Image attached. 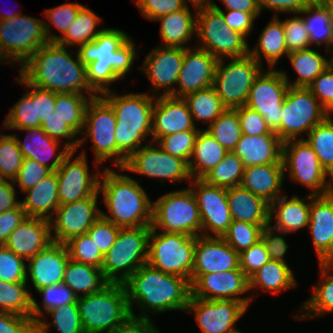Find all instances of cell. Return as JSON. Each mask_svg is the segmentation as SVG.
Wrapping results in <instances>:
<instances>
[{
	"label": "cell",
	"mask_w": 333,
	"mask_h": 333,
	"mask_svg": "<svg viewBox=\"0 0 333 333\" xmlns=\"http://www.w3.org/2000/svg\"><path fill=\"white\" fill-rule=\"evenodd\" d=\"M227 152L204 128L200 129L195 138L192 157L188 163L191 177L202 179L224 158Z\"/></svg>",
	"instance_id": "39"
},
{
	"label": "cell",
	"mask_w": 333,
	"mask_h": 333,
	"mask_svg": "<svg viewBox=\"0 0 333 333\" xmlns=\"http://www.w3.org/2000/svg\"><path fill=\"white\" fill-rule=\"evenodd\" d=\"M27 217L21 204L0 214V245H4L10 233L15 230Z\"/></svg>",
	"instance_id": "72"
},
{
	"label": "cell",
	"mask_w": 333,
	"mask_h": 333,
	"mask_svg": "<svg viewBox=\"0 0 333 333\" xmlns=\"http://www.w3.org/2000/svg\"><path fill=\"white\" fill-rule=\"evenodd\" d=\"M154 141L141 146L127 160L122 168L123 171H130L151 178H158L160 182H179L187 180L191 182L192 177L188 163L174 157L164 151L160 146H154ZM189 180V181H188Z\"/></svg>",
	"instance_id": "17"
},
{
	"label": "cell",
	"mask_w": 333,
	"mask_h": 333,
	"mask_svg": "<svg viewBox=\"0 0 333 333\" xmlns=\"http://www.w3.org/2000/svg\"><path fill=\"white\" fill-rule=\"evenodd\" d=\"M308 3H321L322 0H307Z\"/></svg>",
	"instance_id": "80"
},
{
	"label": "cell",
	"mask_w": 333,
	"mask_h": 333,
	"mask_svg": "<svg viewBox=\"0 0 333 333\" xmlns=\"http://www.w3.org/2000/svg\"><path fill=\"white\" fill-rule=\"evenodd\" d=\"M275 233H278V231L268 225L261 231V240L266 246L270 259L287 264L284 256L287 253L289 245L286 243L284 237Z\"/></svg>",
	"instance_id": "69"
},
{
	"label": "cell",
	"mask_w": 333,
	"mask_h": 333,
	"mask_svg": "<svg viewBox=\"0 0 333 333\" xmlns=\"http://www.w3.org/2000/svg\"><path fill=\"white\" fill-rule=\"evenodd\" d=\"M85 333H110L130 318L127 292L122 283H108L99 292L77 297Z\"/></svg>",
	"instance_id": "6"
},
{
	"label": "cell",
	"mask_w": 333,
	"mask_h": 333,
	"mask_svg": "<svg viewBox=\"0 0 333 333\" xmlns=\"http://www.w3.org/2000/svg\"><path fill=\"white\" fill-rule=\"evenodd\" d=\"M12 180L0 179V214L14 209L21 204L17 200L15 186Z\"/></svg>",
	"instance_id": "74"
},
{
	"label": "cell",
	"mask_w": 333,
	"mask_h": 333,
	"mask_svg": "<svg viewBox=\"0 0 333 333\" xmlns=\"http://www.w3.org/2000/svg\"><path fill=\"white\" fill-rule=\"evenodd\" d=\"M119 230L120 227L101 216L86 233L99 248L100 252L105 255L114 245Z\"/></svg>",
	"instance_id": "62"
},
{
	"label": "cell",
	"mask_w": 333,
	"mask_h": 333,
	"mask_svg": "<svg viewBox=\"0 0 333 333\" xmlns=\"http://www.w3.org/2000/svg\"><path fill=\"white\" fill-rule=\"evenodd\" d=\"M289 89L282 70L264 69L255 78L246 106L257 111L268 127L280 138L282 105Z\"/></svg>",
	"instance_id": "15"
},
{
	"label": "cell",
	"mask_w": 333,
	"mask_h": 333,
	"mask_svg": "<svg viewBox=\"0 0 333 333\" xmlns=\"http://www.w3.org/2000/svg\"><path fill=\"white\" fill-rule=\"evenodd\" d=\"M191 186L202 222V236L222 237L232 223L227 189L192 178ZM211 233V234H210ZM214 234V235H213Z\"/></svg>",
	"instance_id": "18"
},
{
	"label": "cell",
	"mask_w": 333,
	"mask_h": 333,
	"mask_svg": "<svg viewBox=\"0 0 333 333\" xmlns=\"http://www.w3.org/2000/svg\"><path fill=\"white\" fill-rule=\"evenodd\" d=\"M286 173L283 164L245 167L241 186L271 204L281 195Z\"/></svg>",
	"instance_id": "33"
},
{
	"label": "cell",
	"mask_w": 333,
	"mask_h": 333,
	"mask_svg": "<svg viewBox=\"0 0 333 333\" xmlns=\"http://www.w3.org/2000/svg\"><path fill=\"white\" fill-rule=\"evenodd\" d=\"M132 318L151 319L147 312L156 315L165 311H186L191 297V283L188 279L164 273L142 265L124 283ZM134 305L142 311L137 316Z\"/></svg>",
	"instance_id": "3"
},
{
	"label": "cell",
	"mask_w": 333,
	"mask_h": 333,
	"mask_svg": "<svg viewBox=\"0 0 333 333\" xmlns=\"http://www.w3.org/2000/svg\"><path fill=\"white\" fill-rule=\"evenodd\" d=\"M304 140L312 147L325 171L333 178V117L317 124Z\"/></svg>",
	"instance_id": "51"
},
{
	"label": "cell",
	"mask_w": 333,
	"mask_h": 333,
	"mask_svg": "<svg viewBox=\"0 0 333 333\" xmlns=\"http://www.w3.org/2000/svg\"><path fill=\"white\" fill-rule=\"evenodd\" d=\"M24 260L4 245H0V280L9 283L26 282L27 264Z\"/></svg>",
	"instance_id": "59"
},
{
	"label": "cell",
	"mask_w": 333,
	"mask_h": 333,
	"mask_svg": "<svg viewBox=\"0 0 333 333\" xmlns=\"http://www.w3.org/2000/svg\"><path fill=\"white\" fill-rule=\"evenodd\" d=\"M297 280L288 264L270 259L249 278V289L255 287L272 294L297 287Z\"/></svg>",
	"instance_id": "41"
},
{
	"label": "cell",
	"mask_w": 333,
	"mask_h": 333,
	"mask_svg": "<svg viewBox=\"0 0 333 333\" xmlns=\"http://www.w3.org/2000/svg\"><path fill=\"white\" fill-rule=\"evenodd\" d=\"M191 296L206 300H236L250 306L249 278L241 269L208 274H191ZM241 295V297L239 296Z\"/></svg>",
	"instance_id": "20"
},
{
	"label": "cell",
	"mask_w": 333,
	"mask_h": 333,
	"mask_svg": "<svg viewBox=\"0 0 333 333\" xmlns=\"http://www.w3.org/2000/svg\"><path fill=\"white\" fill-rule=\"evenodd\" d=\"M244 170L245 166L240 157L229 151L202 179L209 185L228 189L241 185Z\"/></svg>",
	"instance_id": "49"
},
{
	"label": "cell",
	"mask_w": 333,
	"mask_h": 333,
	"mask_svg": "<svg viewBox=\"0 0 333 333\" xmlns=\"http://www.w3.org/2000/svg\"><path fill=\"white\" fill-rule=\"evenodd\" d=\"M281 114L280 139L283 142L304 139L303 133L308 134L327 118V111L305 87L289 86Z\"/></svg>",
	"instance_id": "14"
},
{
	"label": "cell",
	"mask_w": 333,
	"mask_h": 333,
	"mask_svg": "<svg viewBox=\"0 0 333 333\" xmlns=\"http://www.w3.org/2000/svg\"><path fill=\"white\" fill-rule=\"evenodd\" d=\"M183 99L188 105L194 124L197 120L208 122V126L226 110L213 86L190 93Z\"/></svg>",
	"instance_id": "46"
},
{
	"label": "cell",
	"mask_w": 333,
	"mask_h": 333,
	"mask_svg": "<svg viewBox=\"0 0 333 333\" xmlns=\"http://www.w3.org/2000/svg\"><path fill=\"white\" fill-rule=\"evenodd\" d=\"M52 316V327L59 333H85L77 303H68L45 313Z\"/></svg>",
	"instance_id": "60"
},
{
	"label": "cell",
	"mask_w": 333,
	"mask_h": 333,
	"mask_svg": "<svg viewBox=\"0 0 333 333\" xmlns=\"http://www.w3.org/2000/svg\"><path fill=\"white\" fill-rule=\"evenodd\" d=\"M151 226L120 228L114 245L103 257L101 270L110 283H124L147 263Z\"/></svg>",
	"instance_id": "7"
},
{
	"label": "cell",
	"mask_w": 333,
	"mask_h": 333,
	"mask_svg": "<svg viewBox=\"0 0 333 333\" xmlns=\"http://www.w3.org/2000/svg\"><path fill=\"white\" fill-rule=\"evenodd\" d=\"M116 123L114 110L101 96L91 99L86 108L81 135H88L92 140L96 169L101 165L100 163L110 158L117 167Z\"/></svg>",
	"instance_id": "16"
},
{
	"label": "cell",
	"mask_w": 333,
	"mask_h": 333,
	"mask_svg": "<svg viewBox=\"0 0 333 333\" xmlns=\"http://www.w3.org/2000/svg\"><path fill=\"white\" fill-rule=\"evenodd\" d=\"M95 97L97 96H87L79 93H56L54 113H57L64 122L78 134H81L84 129L87 105Z\"/></svg>",
	"instance_id": "47"
},
{
	"label": "cell",
	"mask_w": 333,
	"mask_h": 333,
	"mask_svg": "<svg viewBox=\"0 0 333 333\" xmlns=\"http://www.w3.org/2000/svg\"><path fill=\"white\" fill-rule=\"evenodd\" d=\"M225 10L241 11L245 13H261L258 0H221Z\"/></svg>",
	"instance_id": "76"
},
{
	"label": "cell",
	"mask_w": 333,
	"mask_h": 333,
	"mask_svg": "<svg viewBox=\"0 0 333 333\" xmlns=\"http://www.w3.org/2000/svg\"><path fill=\"white\" fill-rule=\"evenodd\" d=\"M15 130L26 131L25 134L27 136L24 140L25 142L19 140V138L14 135L23 157L36 160L43 166L49 168L51 171H56L60 167L63 160L72 151L64 144L62 150L55 154L60 145V141L47 135L42 130L41 126ZM54 154L56 156L49 165L48 161L54 156Z\"/></svg>",
	"instance_id": "32"
},
{
	"label": "cell",
	"mask_w": 333,
	"mask_h": 333,
	"mask_svg": "<svg viewBox=\"0 0 333 333\" xmlns=\"http://www.w3.org/2000/svg\"><path fill=\"white\" fill-rule=\"evenodd\" d=\"M309 3L307 0H258L260 11L268 9L274 16L280 13L299 14Z\"/></svg>",
	"instance_id": "73"
},
{
	"label": "cell",
	"mask_w": 333,
	"mask_h": 333,
	"mask_svg": "<svg viewBox=\"0 0 333 333\" xmlns=\"http://www.w3.org/2000/svg\"><path fill=\"white\" fill-rule=\"evenodd\" d=\"M214 7L222 13L225 22L231 29L240 32L246 38L248 35H250L251 30H253V23L255 19H257V17L261 14L245 13L233 10H228L226 14L217 4H215Z\"/></svg>",
	"instance_id": "71"
},
{
	"label": "cell",
	"mask_w": 333,
	"mask_h": 333,
	"mask_svg": "<svg viewBox=\"0 0 333 333\" xmlns=\"http://www.w3.org/2000/svg\"><path fill=\"white\" fill-rule=\"evenodd\" d=\"M288 50L285 42V31L283 20L278 16L272 17V20L264 27L259 35L257 44L254 48H249V55L256 59L263 66L262 55L267 61L268 67L274 69L283 55L288 56Z\"/></svg>",
	"instance_id": "37"
},
{
	"label": "cell",
	"mask_w": 333,
	"mask_h": 333,
	"mask_svg": "<svg viewBox=\"0 0 333 333\" xmlns=\"http://www.w3.org/2000/svg\"><path fill=\"white\" fill-rule=\"evenodd\" d=\"M240 269L237 253L222 237L197 236L192 274H208Z\"/></svg>",
	"instance_id": "26"
},
{
	"label": "cell",
	"mask_w": 333,
	"mask_h": 333,
	"mask_svg": "<svg viewBox=\"0 0 333 333\" xmlns=\"http://www.w3.org/2000/svg\"><path fill=\"white\" fill-rule=\"evenodd\" d=\"M0 333H36V324L30 317L0 311Z\"/></svg>",
	"instance_id": "70"
},
{
	"label": "cell",
	"mask_w": 333,
	"mask_h": 333,
	"mask_svg": "<svg viewBox=\"0 0 333 333\" xmlns=\"http://www.w3.org/2000/svg\"><path fill=\"white\" fill-rule=\"evenodd\" d=\"M299 14L308 31L310 47L314 43L318 48L325 44L333 56V21L326 8L321 3H309Z\"/></svg>",
	"instance_id": "43"
},
{
	"label": "cell",
	"mask_w": 333,
	"mask_h": 333,
	"mask_svg": "<svg viewBox=\"0 0 333 333\" xmlns=\"http://www.w3.org/2000/svg\"><path fill=\"white\" fill-rule=\"evenodd\" d=\"M183 58L184 48L170 46H156L146 56L139 69L145 73L144 75L151 82L152 93L155 97L157 96L156 93L163 89L164 91L160 95L164 96H170L175 91L173 86L177 85Z\"/></svg>",
	"instance_id": "23"
},
{
	"label": "cell",
	"mask_w": 333,
	"mask_h": 333,
	"mask_svg": "<svg viewBox=\"0 0 333 333\" xmlns=\"http://www.w3.org/2000/svg\"><path fill=\"white\" fill-rule=\"evenodd\" d=\"M74 154L75 151H71L56 170L59 205L77 202L100 194V171L96 172L94 176L90 173L85 151L75 159L73 158Z\"/></svg>",
	"instance_id": "19"
},
{
	"label": "cell",
	"mask_w": 333,
	"mask_h": 333,
	"mask_svg": "<svg viewBox=\"0 0 333 333\" xmlns=\"http://www.w3.org/2000/svg\"><path fill=\"white\" fill-rule=\"evenodd\" d=\"M100 96L112 107L116 115L117 167L122 168L126 160L143 145V140L150 136L149 142L152 141L156 97L140 92L118 95L112 89Z\"/></svg>",
	"instance_id": "4"
},
{
	"label": "cell",
	"mask_w": 333,
	"mask_h": 333,
	"mask_svg": "<svg viewBox=\"0 0 333 333\" xmlns=\"http://www.w3.org/2000/svg\"><path fill=\"white\" fill-rule=\"evenodd\" d=\"M183 98L156 96L153 108L152 141L183 131H199Z\"/></svg>",
	"instance_id": "25"
},
{
	"label": "cell",
	"mask_w": 333,
	"mask_h": 333,
	"mask_svg": "<svg viewBox=\"0 0 333 333\" xmlns=\"http://www.w3.org/2000/svg\"><path fill=\"white\" fill-rule=\"evenodd\" d=\"M151 229L196 237L202 235L199 208L189 187L172 190L153 201Z\"/></svg>",
	"instance_id": "8"
},
{
	"label": "cell",
	"mask_w": 333,
	"mask_h": 333,
	"mask_svg": "<svg viewBox=\"0 0 333 333\" xmlns=\"http://www.w3.org/2000/svg\"><path fill=\"white\" fill-rule=\"evenodd\" d=\"M310 204L311 194L304 198L294 195L290 199L287 195H281L270 204L269 225L284 235L308 227ZM273 218L275 224L272 226Z\"/></svg>",
	"instance_id": "30"
},
{
	"label": "cell",
	"mask_w": 333,
	"mask_h": 333,
	"mask_svg": "<svg viewBox=\"0 0 333 333\" xmlns=\"http://www.w3.org/2000/svg\"><path fill=\"white\" fill-rule=\"evenodd\" d=\"M65 245L71 260L101 268L104 255L87 233L72 237Z\"/></svg>",
	"instance_id": "56"
},
{
	"label": "cell",
	"mask_w": 333,
	"mask_h": 333,
	"mask_svg": "<svg viewBox=\"0 0 333 333\" xmlns=\"http://www.w3.org/2000/svg\"><path fill=\"white\" fill-rule=\"evenodd\" d=\"M186 7H189L188 2H190L196 11L201 9L212 8L216 3L213 0H183Z\"/></svg>",
	"instance_id": "77"
},
{
	"label": "cell",
	"mask_w": 333,
	"mask_h": 333,
	"mask_svg": "<svg viewBox=\"0 0 333 333\" xmlns=\"http://www.w3.org/2000/svg\"><path fill=\"white\" fill-rule=\"evenodd\" d=\"M144 18L150 21L185 7L183 0H134Z\"/></svg>",
	"instance_id": "64"
},
{
	"label": "cell",
	"mask_w": 333,
	"mask_h": 333,
	"mask_svg": "<svg viewBox=\"0 0 333 333\" xmlns=\"http://www.w3.org/2000/svg\"><path fill=\"white\" fill-rule=\"evenodd\" d=\"M318 264L322 281L313 286V294L302 305L305 312L294 315L298 320L333 313V260L319 261Z\"/></svg>",
	"instance_id": "38"
},
{
	"label": "cell",
	"mask_w": 333,
	"mask_h": 333,
	"mask_svg": "<svg viewBox=\"0 0 333 333\" xmlns=\"http://www.w3.org/2000/svg\"><path fill=\"white\" fill-rule=\"evenodd\" d=\"M50 220L38 217H26L10 233L4 246L18 256L29 260L53 243Z\"/></svg>",
	"instance_id": "29"
},
{
	"label": "cell",
	"mask_w": 333,
	"mask_h": 333,
	"mask_svg": "<svg viewBox=\"0 0 333 333\" xmlns=\"http://www.w3.org/2000/svg\"><path fill=\"white\" fill-rule=\"evenodd\" d=\"M283 27L288 53L310 47L309 34L305 23L299 14L284 19Z\"/></svg>",
	"instance_id": "61"
},
{
	"label": "cell",
	"mask_w": 333,
	"mask_h": 333,
	"mask_svg": "<svg viewBox=\"0 0 333 333\" xmlns=\"http://www.w3.org/2000/svg\"><path fill=\"white\" fill-rule=\"evenodd\" d=\"M27 282L0 280V311L32 318V294Z\"/></svg>",
	"instance_id": "50"
},
{
	"label": "cell",
	"mask_w": 333,
	"mask_h": 333,
	"mask_svg": "<svg viewBox=\"0 0 333 333\" xmlns=\"http://www.w3.org/2000/svg\"><path fill=\"white\" fill-rule=\"evenodd\" d=\"M239 259L240 269L248 278L270 260L266 246L261 239L247 250L242 251Z\"/></svg>",
	"instance_id": "65"
},
{
	"label": "cell",
	"mask_w": 333,
	"mask_h": 333,
	"mask_svg": "<svg viewBox=\"0 0 333 333\" xmlns=\"http://www.w3.org/2000/svg\"><path fill=\"white\" fill-rule=\"evenodd\" d=\"M63 282L77 297L99 292L109 283L104 278L101 268L71 259L66 265Z\"/></svg>",
	"instance_id": "42"
},
{
	"label": "cell",
	"mask_w": 333,
	"mask_h": 333,
	"mask_svg": "<svg viewBox=\"0 0 333 333\" xmlns=\"http://www.w3.org/2000/svg\"><path fill=\"white\" fill-rule=\"evenodd\" d=\"M160 22L161 46L190 48L186 44L192 39L197 28V11L191 13L189 7L168 13L158 19Z\"/></svg>",
	"instance_id": "36"
},
{
	"label": "cell",
	"mask_w": 333,
	"mask_h": 333,
	"mask_svg": "<svg viewBox=\"0 0 333 333\" xmlns=\"http://www.w3.org/2000/svg\"><path fill=\"white\" fill-rule=\"evenodd\" d=\"M237 111L242 134L259 136L263 134H275L268 127L265 119L257 111L246 105L235 108Z\"/></svg>",
	"instance_id": "67"
},
{
	"label": "cell",
	"mask_w": 333,
	"mask_h": 333,
	"mask_svg": "<svg viewBox=\"0 0 333 333\" xmlns=\"http://www.w3.org/2000/svg\"><path fill=\"white\" fill-rule=\"evenodd\" d=\"M48 42L40 47L22 66L20 74L32 85L55 93H79L99 96L89 86L86 66L77 52ZM76 53V58L73 55Z\"/></svg>",
	"instance_id": "2"
},
{
	"label": "cell",
	"mask_w": 333,
	"mask_h": 333,
	"mask_svg": "<svg viewBox=\"0 0 333 333\" xmlns=\"http://www.w3.org/2000/svg\"><path fill=\"white\" fill-rule=\"evenodd\" d=\"M282 160L284 172H289L291 181L309 188V194L326 195L333 192V178L322 167L318 156L304 139L283 142Z\"/></svg>",
	"instance_id": "13"
},
{
	"label": "cell",
	"mask_w": 333,
	"mask_h": 333,
	"mask_svg": "<svg viewBox=\"0 0 333 333\" xmlns=\"http://www.w3.org/2000/svg\"><path fill=\"white\" fill-rule=\"evenodd\" d=\"M266 226L232 221L222 238L240 254L261 239V231Z\"/></svg>",
	"instance_id": "55"
},
{
	"label": "cell",
	"mask_w": 333,
	"mask_h": 333,
	"mask_svg": "<svg viewBox=\"0 0 333 333\" xmlns=\"http://www.w3.org/2000/svg\"><path fill=\"white\" fill-rule=\"evenodd\" d=\"M42 130L53 139L61 141L63 138L68 139L65 145L72 151H77L79 147L84 145L83 143L87 139L85 136L78 138V133L69 126L57 113L50 115L45 122L41 124ZM77 135V136H76ZM77 137V139H76Z\"/></svg>",
	"instance_id": "58"
},
{
	"label": "cell",
	"mask_w": 333,
	"mask_h": 333,
	"mask_svg": "<svg viewBox=\"0 0 333 333\" xmlns=\"http://www.w3.org/2000/svg\"><path fill=\"white\" fill-rule=\"evenodd\" d=\"M101 192L110 212L101 211L104 219L120 228L151 226L153 201L138 181L106 166L99 179Z\"/></svg>",
	"instance_id": "5"
},
{
	"label": "cell",
	"mask_w": 333,
	"mask_h": 333,
	"mask_svg": "<svg viewBox=\"0 0 333 333\" xmlns=\"http://www.w3.org/2000/svg\"><path fill=\"white\" fill-rule=\"evenodd\" d=\"M321 4L326 8L333 21V0H322Z\"/></svg>",
	"instance_id": "78"
},
{
	"label": "cell",
	"mask_w": 333,
	"mask_h": 333,
	"mask_svg": "<svg viewBox=\"0 0 333 333\" xmlns=\"http://www.w3.org/2000/svg\"><path fill=\"white\" fill-rule=\"evenodd\" d=\"M196 47L208 51L217 59L242 58L249 55L244 35L231 29L215 7L197 11Z\"/></svg>",
	"instance_id": "10"
},
{
	"label": "cell",
	"mask_w": 333,
	"mask_h": 333,
	"mask_svg": "<svg viewBox=\"0 0 333 333\" xmlns=\"http://www.w3.org/2000/svg\"><path fill=\"white\" fill-rule=\"evenodd\" d=\"M218 59L213 88L226 109H235L246 104L249 91L263 66L252 56ZM225 63V64H224Z\"/></svg>",
	"instance_id": "12"
},
{
	"label": "cell",
	"mask_w": 333,
	"mask_h": 333,
	"mask_svg": "<svg viewBox=\"0 0 333 333\" xmlns=\"http://www.w3.org/2000/svg\"><path fill=\"white\" fill-rule=\"evenodd\" d=\"M196 236L150 230L147 264L191 282Z\"/></svg>",
	"instance_id": "9"
},
{
	"label": "cell",
	"mask_w": 333,
	"mask_h": 333,
	"mask_svg": "<svg viewBox=\"0 0 333 333\" xmlns=\"http://www.w3.org/2000/svg\"><path fill=\"white\" fill-rule=\"evenodd\" d=\"M308 89L327 112L333 107V62L313 80Z\"/></svg>",
	"instance_id": "66"
},
{
	"label": "cell",
	"mask_w": 333,
	"mask_h": 333,
	"mask_svg": "<svg viewBox=\"0 0 333 333\" xmlns=\"http://www.w3.org/2000/svg\"><path fill=\"white\" fill-rule=\"evenodd\" d=\"M83 6L81 3H65L44 11L43 14L50 21L48 23L44 21V29L48 42H57L65 34ZM52 24L57 27L62 35L58 36L54 32H51L50 27Z\"/></svg>",
	"instance_id": "53"
},
{
	"label": "cell",
	"mask_w": 333,
	"mask_h": 333,
	"mask_svg": "<svg viewBox=\"0 0 333 333\" xmlns=\"http://www.w3.org/2000/svg\"><path fill=\"white\" fill-rule=\"evenodd\" d=\"M233 152L240 157L245 167L283 164V141L276 134H241Z\"/></svg>",
	"instance_id": "31"
},
{
	"label": "cell",
	"mask_w": 333,
	"mask_h": 333,
	"mask_svg": "<svg viewBox=\"0 0 333 333\" xmlns=\"http://www.w3.org/2000/svg\"><path fill=\"white\" fill-rule=\"evenodd\" d=\"M92 195L86 199L59 205L50 219L53 242L65 244L72 237L86 233L93 223L101 217L98 197ZM55 217V218H54Z\"/></svg>",
	"instance_id": "21"
},
{
	"label": "cell",
	"mask_w": 333,
	"mask_h": 333,
	"mask_svg": "<svg viewBox=\"0 0 333 333\" xmlns=\"http://www.w3.org/2000/svg\"><path fill=\"white\" fill-rule=\"evenodd\" d=\"M26 197L21 206L27 217H38L50 220L59 207L58 178L52 171L37 185L25 191Z\"/></svg>",
	"instance_id": "35"
},
{
	"label": "cell",
	"mask_w": 333,
	"mask_h": 333,
	"mask_svg": "<svg viewBox=\"0 0 333 333\" xmlns=\"http://www.w3.org/2000/svg\"><path fill=\"white\" fill-rule=\"evenodd\" d=\"M36 292L44 298L42 301L43 309H41L40 305L34 297H32L31 314L32 319L36 324V333H49L51 324L45 322L40 317H45V312L47 313L54 308L61 307L68 303H76L77 296L64 282L40 288Z\"/></svg>",
	"instance_id": "44"
},
{
	"label": "cell",
	"mask_w": 333,
	"mask_h": 333,
	"mask_svg": "<svg viewBox=\"0 0 333 333\" xmlns=\"http://www.w3.org/2000/svg\"><path fill=\"white\" fill-rule=\"evenodd\" d=\"M43 20L19 14L0 20V52L8 64L23 65L47 44Z\"/></svg>",
	"instance_id": "11"
},
{
	"label": "cell",
	"mask_w": 333,
	"mask_h": 333,
	"mask_svg": "<svg viewBox=\"0 0 333 333\" xmlns=\"http://www.w3.org/2000/svg\"><path fill=\"white\" fill-rule=\"evenodd\" d=\"M19 14H21L20 13V11L18 12H8V13H6V14H1L0 13V20H4V19H9V18H13L14 16H17V15H19Z\"/></svg>",
	"instance_id": "79"
},
{
	"label": "cell",
	"mask_w": 333,
	"mask_h": 333,
	"mask_svg": "<svg viewBox=\"0 0 333 333\" xmlns=\"http://www.w3.org/2000/svg\"><path fill=\"white\" fill-rule=\"evenodd\" d=\"M23 155L14 134L0 135V179L14 180L22 166Z\"/></svg>",
	"instance_id": "54"
},
{
	"label": "cell",
	"mask_w": 333,
	"mask_h": 333,
	"mask_svg": "<svg viewBox=\"0 0 333 333\" xmlns=\"http://www.w3.org/2000/svg\"><path fill=\"white\" fill-rule=\"evenodd\" d=\"M287 57L298 75L295 81L291 82L286 71H282L283 77L286 79L289 86L292 87L308 88L313 80L333 62V56L329 59L327 57L325 58V55L320 54L310 47L291 52Z\"/></svg>",
	"instance_id": "40"
},
{
	"label": "cell",
	"mask_w": 333,
	"mask_h": 333,
	"mask_svg": "<svg viewBox=\"0 0 333 333\" xmlns=\"http://www.w3.org/2000/svg\"><path fill=\"white\" fill-rule=\"evenodd\" d=\"M33 101H36V127L55 112L56 93L33 85Z\"/></svg>",
	"instance_id": "68"
},
{
	"label": "cell",
	"mask_w": 333,
	"mask_h": 333,
	"mask_svg": "<svg viewBox=\"0 0 333 333\" xmlns=\"http://www.w3.org/2000/svg\"><path fill=\"white\" fill-rule=\"evenodd\" d=\"M232 221L269 225L270 204L241 185L227 189Z\"/></svg>",
	"instance_id": "34"
},
{
	"label": "cell",
	"mask_w": 333,
	"mask_h": 333,
	"mask_svg": "<svg viewBox=\"0 0 333 333\" xmlns=\"http://www.w3.org/2000/svg\"><path fill=\"white\" fill-rule=\"evenodd\" d=\"M69 259V252L65 244L51 243L46 249L27 260L26 282L30 279L36 291L62 283Z\"/></svg>",
	"instance_id": "27"
},
{
	"label": "cell",
	"mask_w": 333,
	"mask_h": 333,
	"mask_svg": "<svg viewBox=\"0 0 333 333\" xmlns=\"http://www.w3.org/2000/svg\"><path fill=\"white\" fill-rule=\"evenodd\" d=\"M199 131H183L161 137L158 144L164 151L189 163L194 150L195 138Z\"/></svg>",
	"instance_id": "57"
},
{
	"label": "cell",
	"mask_w": 333,
	"mask_h": 333,
	"mask_svg": "<svg viewBox=\"0 0 333 333\" xmlns=\"http://www.w3.org/2000/svg\"><path fill=\"white\" fill-rule=\"evenodd\" d=\"M17 83L24 86L27 92L23 97L11 107L6 119L4 129H22L36 127V101H33V85L30 84L21 74L17 78Z\"/></svg>",
	"instance_id": "48"
},
{
	"label": "cell",
	"mask_w": 333,
	"mask_h": 333,
	"mask_svg": "<svg viewBox=\"0 0 333 333\" xmlns=\"http://www.w3.org/2000/svg\"><path fill=\"white\" fill-rule=\"evenodd\" d=\"M52 171L30 158H24L22 166L13 180L14 185H18L21 191L25 192L28 189L37 185L44 177L49 175Z\"/></svg>",
	"instance_id": "63"
},
{
	"label": "cell",
	"mask_w": 333,
	"mask_h": 333,
	"mask_svg": "<svg viewBox=\"0 0 333 333\" xmlns=\"http://www.w3.org/2000/svg\"><path fill=\"white\" fill-rule=\"evenodd\" d=\"M308 228L318 262L333 260V192L311 195Z\"/></svg>",
	"instance_id": "28"
},
{
	"label": "cell",
	"mask_w": 333,
	"mask_h": 333,
	"mask_svg": "<svg viewBox=\"0 0 333 333\" xmlns=\"http://www.w3.org/2000/svg\"><path fill=\"white\" fill-rule=\"evenodd\" d=\"M218 59L196 46L184 48L182 69L175 91L170 95L184 98L186 95L213 85Z\"/></svg>",
	"instance_id": "24"
},
{
	"label": "cell",
	"mask_w": 333,
	"mask_h": 333,
	"mask_svg": "<svg viewBox=\"0 0 333 333\" xmlns=\"http://www.w3.org/2000/svg\"><path fill=\"white\" fill-rule=\"evenodd\" d=\"M101 18L91 9L83 6L69 29L57 40V44L69 47L80 46L93 41L103 29L97 30Z\"/></svg>",
	"instance_id": "45"
},
{
	"label": "cell",
	"mask_w": 333,
	"mask_h": 333,
	"mask_svg": "<svg viewBox=\"0 0 333 333\" xmlns=\"http://www.w3.org/2000/svg\"><path fill=\"white\" fill-rule=\"evenodd\" d=\"M110 333H160L152 319L130 318L123 326L115 328Z\"/></svg>",
	"instance_id": "75"
},
{
	"label": "cell",
	"mask_w": 333,
	"mask_h": 333,
	"mask_svg": "<svg viewBox=\"0 0 333 333\" xmlns=\"http://www.w3.org/2000/svg\"><path fill=\"white\" fill-rule=\"evenodd\" d=\"M226 151H233L241 137L240 121L235 109H226L212 124L204 129Z\"/></svg>",
	"instance_id": "52"
},
{
	"label": "cell",
	"mask_w": 333,
	"mask_h": 333,
	"mask_svg": "<svg viewBox=\"0 0 333 333\" xmlns=\"http://www.w3.org/2000/svg\"><path fill=\"white\" fill-rule=\"evenodd\" d=\"M131 38L119 28H103L93 41L77 47L88 84L99 96L110 91L109 86L124 79L132 68L138 54Z\"/></svg>",
	"instance_id": "1"
},
{
	"label": "cell",
	"mask_w": 333,
	"mask_h": 333,
	"mask_svg": "<svg viewBox=\"0 0 333 333\" xmlns=\"http://www.w3.org/2000/svg\"><path fill=\"white\" fill-rule=\"evenodd\" d=\"M248 307L236 300H206L190 297L186 311L195 314L202 333H231Z\"/></svg>",
	"instance_id": "22"
}]
</instances>
